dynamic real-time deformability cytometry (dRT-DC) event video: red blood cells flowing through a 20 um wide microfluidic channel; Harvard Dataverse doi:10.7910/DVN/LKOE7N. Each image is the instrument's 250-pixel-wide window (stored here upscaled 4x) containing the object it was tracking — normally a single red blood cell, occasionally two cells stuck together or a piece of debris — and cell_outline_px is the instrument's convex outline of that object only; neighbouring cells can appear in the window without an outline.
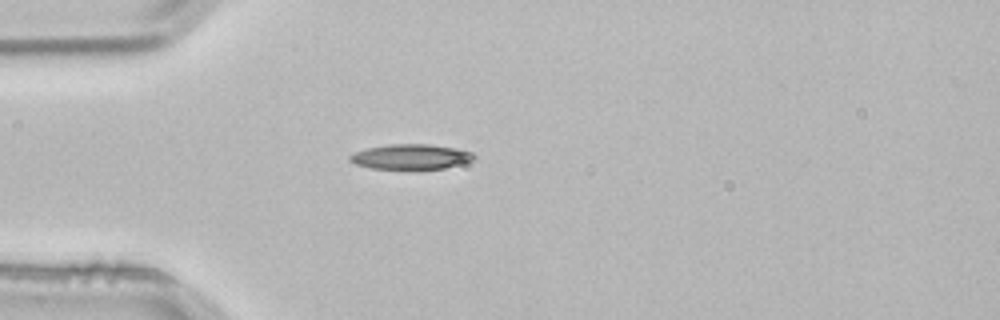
{"species": "common noctule bat (a hibernating species)", "species_latin": "Nyctalus noctula", "temperature_condition": "room temperature", "stored_images_in_passage": 1, "camera_frame_rate_fps": 3000, "um_per_image_px": 0.085, "animal": {"sex": "male", "body_mass_g": 21.5, "forearm_length_mm": 52.0}, "frame": {"image": 1, "passage_image": 1, "time_ms": 0.0, "image_size_px": [1000, 320], "cell_outline_px": [[476, 156], [472, 160], [444, 168], [372, 168], [356, 164], [348, 160], [348, 156], [352, 152], [368, 148], [392, 144], [428, 144], [456, 148], [472, 152]], "centroid_in_image_um": [34.89, 13.3], "position_along_channel_um": 50.1, "area_um2": 17.8}}